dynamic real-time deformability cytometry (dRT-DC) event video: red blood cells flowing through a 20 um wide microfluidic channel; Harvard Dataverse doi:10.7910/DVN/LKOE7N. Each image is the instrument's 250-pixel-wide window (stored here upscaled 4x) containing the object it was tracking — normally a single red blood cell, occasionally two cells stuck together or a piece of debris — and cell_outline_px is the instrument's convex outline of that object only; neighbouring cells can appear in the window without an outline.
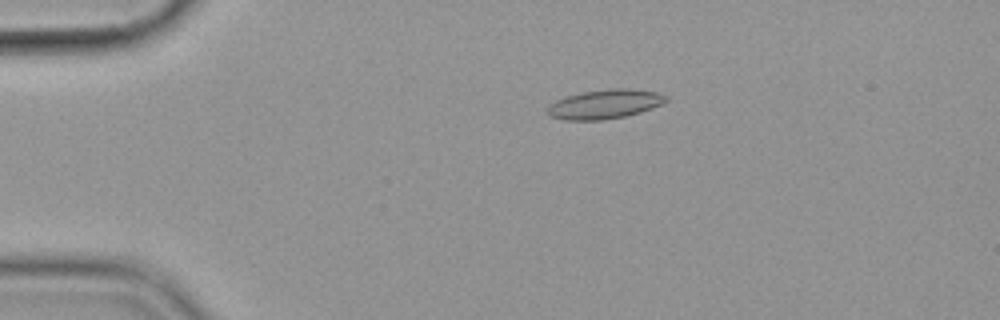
{"species": "common noctule bat (a hibernating species)", "species_latin": "Nyctalus noctula", "temperature_condition": "cold", "stored_images_in_passage": 57, "camera_frame_rate_fps": 3000, "um_per_image_px": 0.085, "animal": {"sex": "female", "body_mass_g": 19.9}, "frame": {"image": 1, "passage_image": 12, "time_ms": 3.667, "image_size_px": [1000, 320], "cell_outline_px": [[668, 100], [664, 104], [640, 112], [624, 116], [604, 120], [564, 120], [548, 116], [548, 104], [556, 100], [568, 96], [584, 92], [608, 88], [628, 88], [656, 92], [668, 96]], "centroid_in_image_um": [51.42, 8.85], "position_along_channel_um": 33.6, "area_um2": 20.29}}
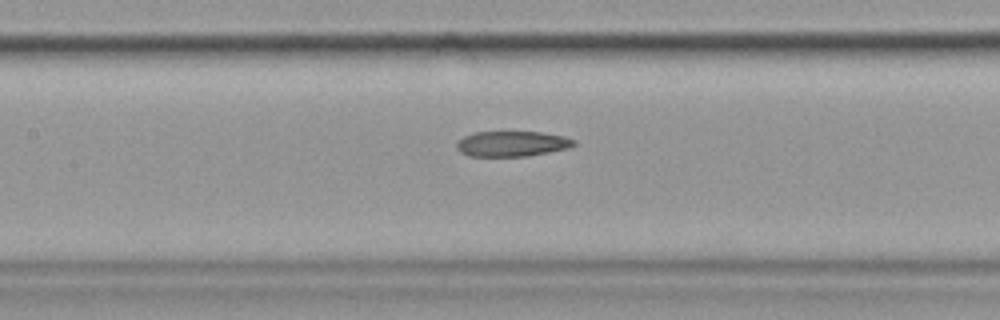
{"frame": {"image": 2, "passage_image": 27, "time_ms": 8.667, "image_size_px": [1000, 320], "cell_outline_px": [[576, 144], [568, 148], [528, 156], [468, 156], [460, 152], [456, 148], [456, 144], [464, 136], [476, 132], [540, 132], [564, 136], [576, 140]], "centroid_in_image_um": [43.52, 12.22], "position_along_channel_um": 163.9, "area_um2": 17.28}}
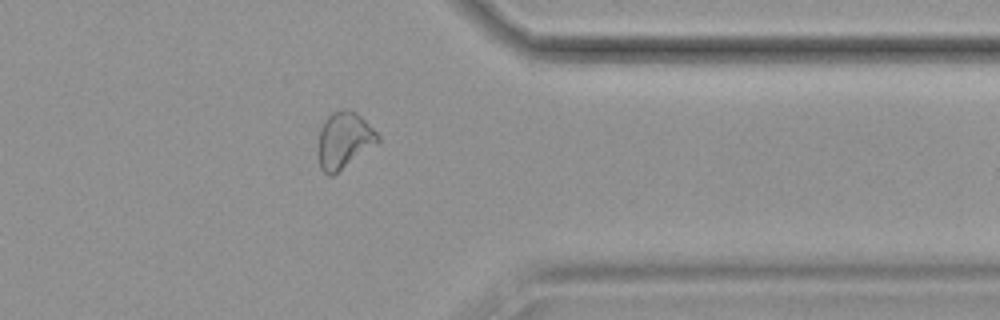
{"frame": {"image": 3, "passage_image": 46, "time_ms": 15.0, "image_size_px": [1000, 320], "cell_outline_px": [[380, 140], [376, 144], [332, 176], [328, 176], [320, 168], [316, 152], [320, 128], [324, 120], [332, 112], [344, 108], [356, 112], [380, 136]], "centroid_in_image_um": [29.19, 11.93], "position_along_channel_um": 382.2, "area_um2": 19.71}, "authors_computed_cell_mechanics": {"area_um2": 19.8254, "velocity_mm_per_s": 3.5688, "shape_relaxation_time_tau1_ms": null, "shape_relaxation_time_tau2_ms": 5.2643, "deformation_change_tau1": null, "deformation_change_tau2": 0.1255}}